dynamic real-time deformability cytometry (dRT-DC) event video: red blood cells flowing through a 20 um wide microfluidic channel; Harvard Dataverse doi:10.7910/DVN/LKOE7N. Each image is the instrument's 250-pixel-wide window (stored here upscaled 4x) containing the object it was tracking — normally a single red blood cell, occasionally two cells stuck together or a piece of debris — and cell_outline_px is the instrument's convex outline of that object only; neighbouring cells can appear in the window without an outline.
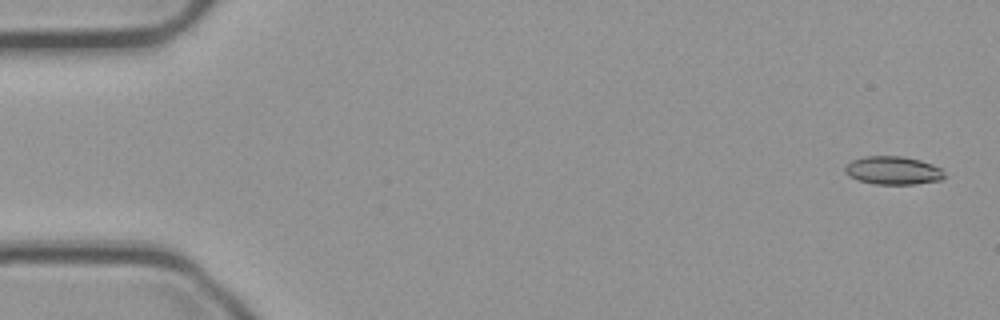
{"species": "common noctule bat (a hibernating species)", "species_latin": "Nyctalus noctula", "temperature_condition": "cold", "stored_images_in_passage": 55, "camera_frame_rate_fps": 3000, "um_per_image_px": 0.085, "animal": {"sex": "male", "body_mass_g": 23.1, "forearm_length_mm": 52.7}, "frame": {"image": 1, "passage_image": 2, "time_ms": 0.333, "image_size_px": [1000, 320], "cell_outline_px": [[948, 176], [944, 180], [916, 184], [872, 184], [848, 176], [844, 172], [844, 168], [852, 160], [864, 156], [904, 156], [920, 160], [932, 164], [940, 168]], "centroid_in_image_um": [75.95, 14.49], "position_along_channel_um": 9.0, "area_um2": 16.59}}
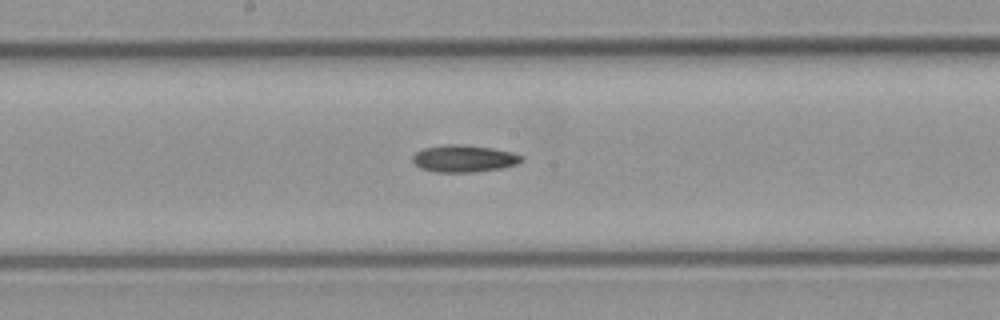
{"frame": {"image": 2, "passage_image": 29, "time_ms": 9.333, "image_size_px": [1000, 320], "cell_outline_px": [[524, 160], [516, 164], [500, 168], [476, 172], [436, 172], [420, 168], [412, 160], [412, 156], [416, 152], [424, 148], [444, 144], [464, 144], [492, 148], [512, 152], [524, 156]], "centroid_in_image_um": [39.44, 13.47], "position_along_channel_um": 208.8, "area_um2": 17.28}}
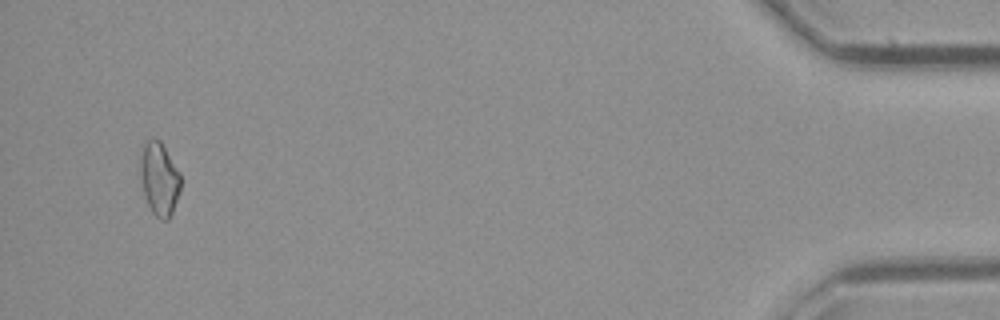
{"frame": {"image": 3, "passage_image": 53, "time_ms": 17.333, "image_size_px": [1000, 320], "cell_outline_px": [[180, 192], [172, 212], [168, 220], [160, 220], [152, 212], [144, 196], [140, 172], [140, 156], [144, 144], [148, 140], [160, 140], [180, 172]], "centroid_in_image_um": [13.54, 15.22], "position_along_channel_um": 421.7, "area_um2": 17.11}}